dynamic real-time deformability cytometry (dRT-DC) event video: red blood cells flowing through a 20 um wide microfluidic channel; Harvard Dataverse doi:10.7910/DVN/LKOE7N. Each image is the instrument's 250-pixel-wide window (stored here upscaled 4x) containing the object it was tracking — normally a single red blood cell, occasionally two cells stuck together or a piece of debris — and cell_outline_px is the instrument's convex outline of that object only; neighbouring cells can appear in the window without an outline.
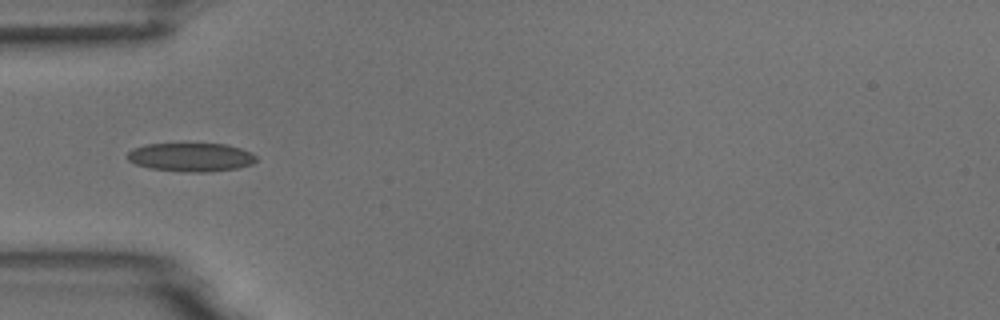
{"species": "common noctule bat (a hibernating species)", "species_latin": "Nyctalus noctula", "temperature_condition": "room temperature", "stored_images_in_passage": 7, "camera_frame_rate_fps": 3000, "um_per_image_px": 0.085, "animal": {"sex": "male", "body_mass_g": 18.8}, "frame": {"image": 1, "passage_image": 5, "time_ms": 1.333, "image_size_px": [1000, 320], "cell_outline_px": [[256, 160], [252, 164], [236, 168], [208, 172], [184, 172], [152, 168], [136, 164], [128, 160], [128, 152], [132, 148], [148, 144], [224, 144], [240, 148], [252, 152], [256, 156]], "centroid_in_image_um": [16.24, 13.36], "position_along_channel_um": 68.8, "area_um2": 21.33}}